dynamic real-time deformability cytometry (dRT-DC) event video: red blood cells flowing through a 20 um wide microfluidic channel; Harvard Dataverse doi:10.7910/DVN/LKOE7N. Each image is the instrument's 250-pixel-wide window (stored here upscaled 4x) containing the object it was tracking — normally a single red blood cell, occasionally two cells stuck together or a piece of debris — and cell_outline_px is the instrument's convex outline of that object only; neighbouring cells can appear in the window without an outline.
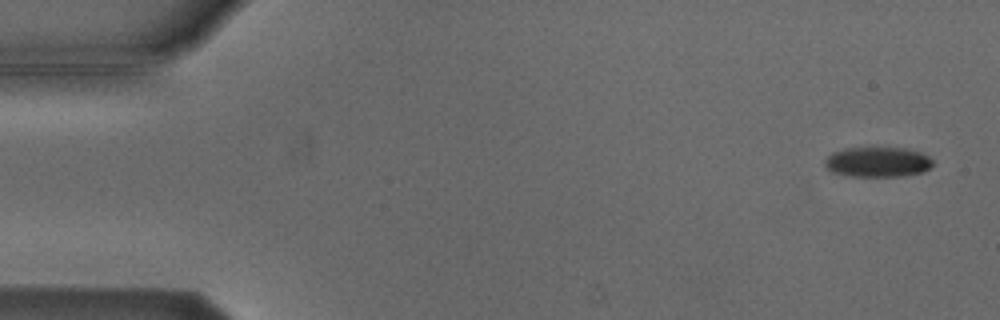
{"species": "Egyptian fruit bat (a non-hibernating species)", "species_latin": "Rousettus aegyptiacus", "temperature_condition": "cold", "stored_images_in_passage": 6, "camera_frame_rate_fps": 3000, "um_per_image_px": 0.085, "animal": {"sex": "male"}, "frame": {"image": 1, "passage_image": 1, "time_ms": 0.0, "image_size_px": [1000, 320], "cell_outline_px": [[932, 164], [924, 172], [900, 176], [852, 176], [832, 172], [824, 164], [824, 160], [832, 152], [844, 148], [904, 148], [920, 152], [928, 156], [932, 160]], "centroid_in_image_um": [74.58, 13.77], "position_along_channel_um": 10.4, "area_um2": 18.79}}
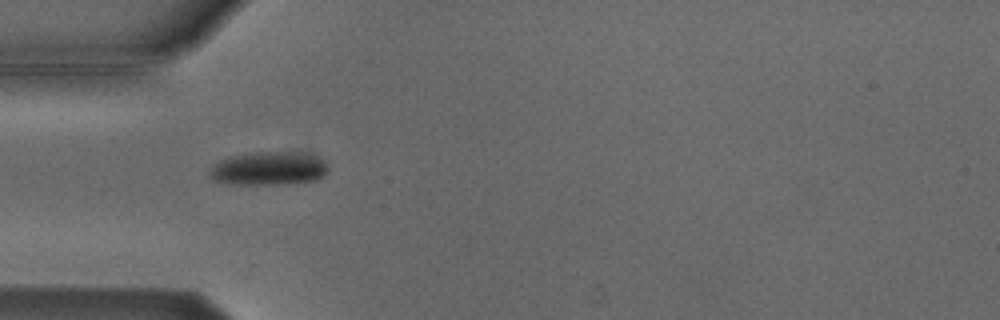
{"frame": {"image": 2, "passage_image": 5, "time_ms": 4.667, "image_size_px": [1000, 320], "cell_outline_px": [[328, 172], [324, 176], [316, 180], [288, 184], [236, 184], [212, 180], [208, 176], [208, 172], [212, 164], [228, 156], [256, 152], [300, 152], [316, 156], [324, 160], [328, 164]], "centroid_in_image_um": [22.84, 14.32], "position_along_channel_um": 62.2, "area_um2": 23.52}}
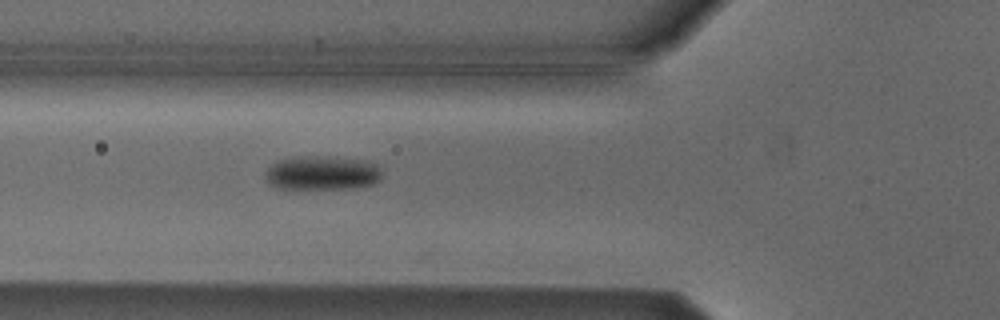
{"frame": {"image": 3, "passage_image": 6, "time_ms": 5.667, "image_size_px": [1000, 320], "cell_outline_px": [[380, 180], [372, 184], [356, 188], [276, 188], [268, 184], [264, 176], [268, 168], [272, 164], [280, 160], [296, 156], [324, 156], [360, 160], [376, 164], [380, 172]], "centroid_in_image_um": [27.33, 14.7], "position_along_channel_um": 98.5, "area_um2": 23.0}}